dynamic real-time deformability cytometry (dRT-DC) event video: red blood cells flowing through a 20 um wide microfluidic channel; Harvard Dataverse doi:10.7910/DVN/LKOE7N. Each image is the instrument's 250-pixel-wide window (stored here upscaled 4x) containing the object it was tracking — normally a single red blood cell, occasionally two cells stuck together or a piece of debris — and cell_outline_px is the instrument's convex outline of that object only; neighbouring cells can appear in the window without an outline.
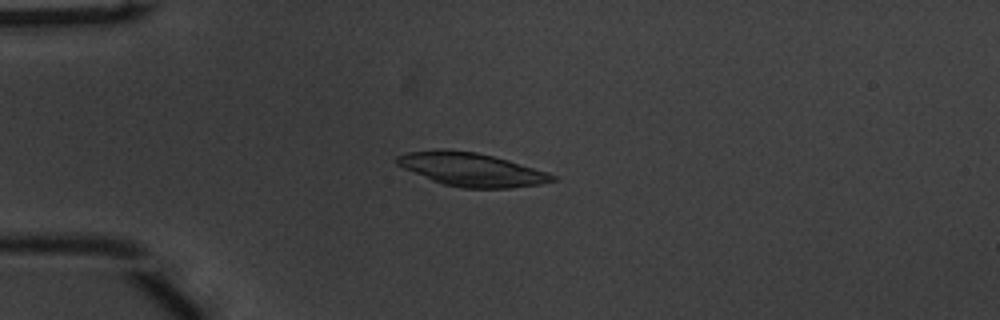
{"species": "common noctule bat (a hibernating species)", "species_latin": "Nyctalus noctula", "temperature_condition": "warm", "stored_images_in_passage": 40, "camera_frame_rate_fps": 3000, "um_per_image_px": 0.085, "animal": {"sex": "male", "body_mass_g": 20.1, "forearm_length_mm": 53.5}, "frame": {"image": 1, "passage_image": 6, "time_ms": 1.667, "image_size_px": [1000, 320], "cell_outline_px": [[556, 180], [540, 184], [512, 188], [464, 188], [444, 184], [432, 180], [404, 168], [396, 164], [396, 156], [408, 152], [440, 148], [444, 148], [476, 152], [508, 160], [548, 172], [556, 176]], "centroid_in_image_um": [40.07, 14.39], "position_along_channel_um": 44.9, "area_um2": 30.23}}
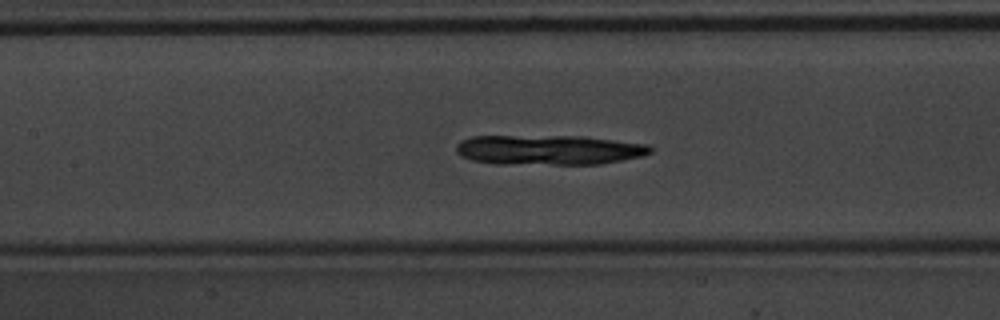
{"frame": {"image": 2, "passage_image": 17, "time_ms": 5.333, "image_size_px": [1000, 320], "cell_outline_px": [[652, 152], [640, 156], [600, 164], [496, 164], [472, 160], [460, 156], [456, 152], [456, 144], [460, 140], [472, 136], [584, 136], [648, 144], [652, 148]], "centroid_in_image_um": [46.6, 12.74], "position_along_channel_um": 160.8, "area_um2": 33.99}}
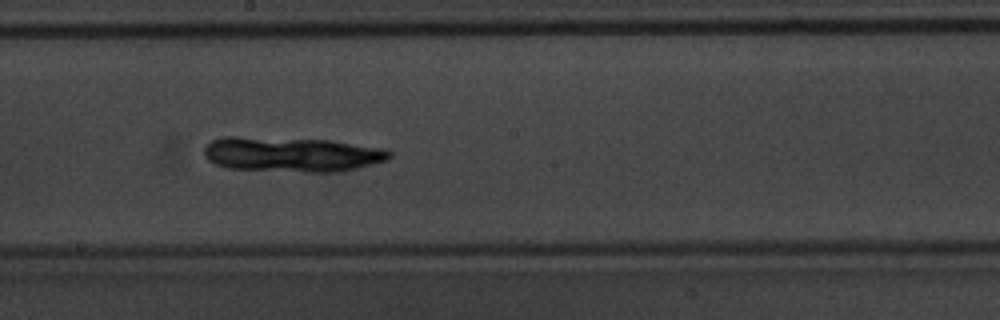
{"frame": {"image": 3, "passage_image": 22, "time_ms": 7.0, "image_size_px": [1000, 320], "cell_outline_px": [[392, 156], [388, 160], [340, 172], [308, 172], [228, 168], [216, 164], [208, 160], [204, 156], [204, 144], [212, 140], [224, 136], [236, 136], [328, 140], [388, 148], [392, 152]], "centroid_in_image_um": [24.82, 13.11], "position_along_channel_um": 223.4, "area_um2": 38.03}}